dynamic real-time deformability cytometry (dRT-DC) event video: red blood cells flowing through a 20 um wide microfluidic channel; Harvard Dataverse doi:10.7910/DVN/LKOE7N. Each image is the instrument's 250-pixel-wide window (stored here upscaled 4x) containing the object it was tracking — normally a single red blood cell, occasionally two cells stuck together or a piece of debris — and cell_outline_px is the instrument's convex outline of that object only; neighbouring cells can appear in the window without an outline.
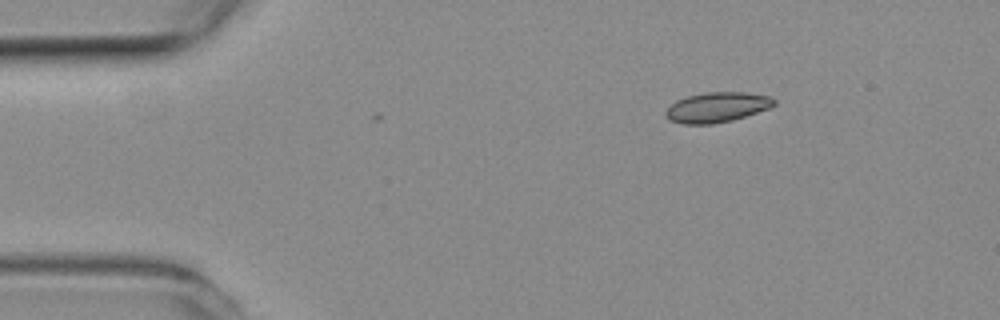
{"species": "common noctule bat (a hibernating species)", "species_latin": "Nyctalus noctula", "temperature_condition": "room temperature", "stored_images_in_passage": 2, "camera_frame_rate_fps": 3000, "um_per_image_px": 0.085, "animal": {"sex": "female", "body_mass_g": 19.3, "forearm_length_mm": 54.1}, "frame": {"image": 1, "passage_image": 1, "time_ms": 0.0, "image_size_px": [1000, 320], "cell_outline_px": [[776, 104], [768, 108], [732, 120], [712, 124], [684, 124], [668, 120], [664, 112], [676, 100], [688, 96], [704, 92], [744, 92], [772, 96], [776, 100]], "centroid_in_image_um": [60.94, 9.11], "position_along_channel_um": 24.1, "area_um2": 18.96}}